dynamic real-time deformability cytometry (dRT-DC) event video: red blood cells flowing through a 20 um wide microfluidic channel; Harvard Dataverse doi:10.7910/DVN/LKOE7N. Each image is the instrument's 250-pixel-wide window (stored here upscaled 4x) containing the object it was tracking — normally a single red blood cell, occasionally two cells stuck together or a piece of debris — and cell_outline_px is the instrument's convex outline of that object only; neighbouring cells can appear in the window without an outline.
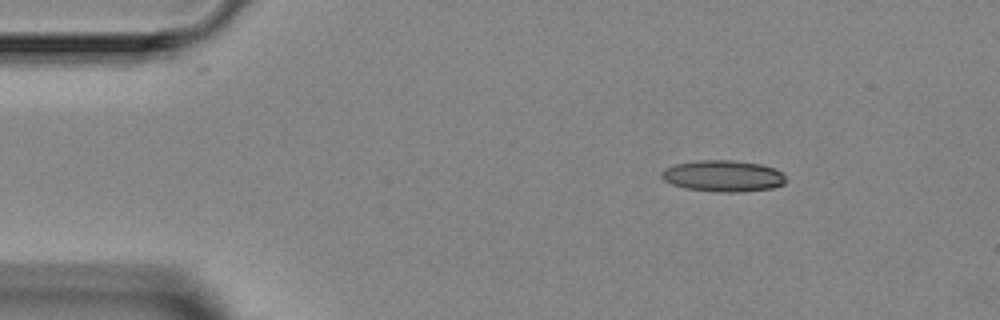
{"species": "Egyptian fruit bat (a non-hibernating species)", "species_latin": "Rousettus aegyptiacus", "temperature_condition": "room temperature", "stored_images_in_passage": 3, "camera_frame_rate_fps": 3000, "um_per_image_px": 0.085, "animal": {"sex": "female"}, "frame": {"image": 1, "passage_image": 1, "time_ms": 0.0, "image_size_px": [1000, 320], "cell_outline_px": [[788, 180], [784, 184], [772, 188], [740, 192], [716, 192], [688, 188], [672, 184], [664, 180], [660, 176], [660, 172], [664, 168], [676, 164], [696, 160], [732, 160], [760, 164], [784, 172]], "centroid_in_image_um": [61.49, 14.95], "position_along_channel_um": 23.5, "area_um2": 22.89}}
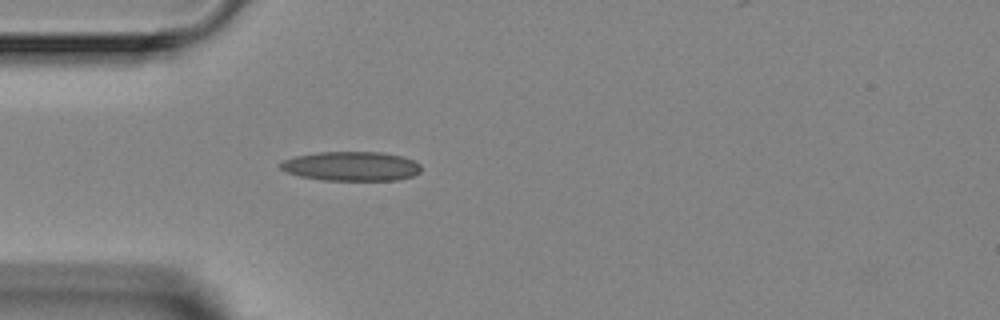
{"frame": {"image": 2, "passage_image": 3, "time_ms": 2.333, "image_size_px": [1000, 320], "cell_outline_px": [[420, 172], [412, 176], [396, 180], [324, 180], [300, 176], [288, 172], [280, 168], [280, 164], [284, 160], [296, 156], [320, 152], [380, 152], [400, 156], [412, 160], [420, 164]], "centroid_in_image_um": [29.87, 14.13], "position_along_channel_um": 55.1, "area_um2": 23.76}}